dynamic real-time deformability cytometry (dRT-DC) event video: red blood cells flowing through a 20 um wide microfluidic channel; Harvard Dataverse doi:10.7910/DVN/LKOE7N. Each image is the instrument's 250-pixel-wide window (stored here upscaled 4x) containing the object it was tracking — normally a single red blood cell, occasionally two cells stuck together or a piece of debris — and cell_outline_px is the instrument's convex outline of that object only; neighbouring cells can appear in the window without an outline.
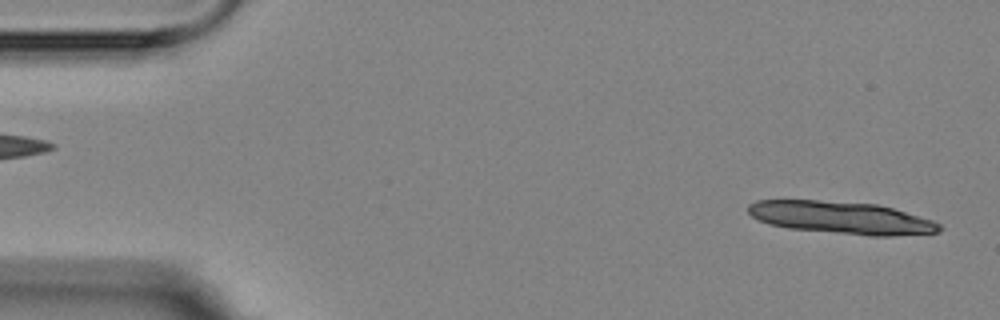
{"species": "Egyptian fruit bat (a non-hibernating species)", "species_latin": "Rousettus aegyptiacus", "temperature_condition": "room temperature", "stored_images_in_passage": 5, "segment_of_instrument_passage": [2, 2], "camera_frame_rate_fps": 3000, "um_per_image_px": 0.085, "animal": {"sex": "female"}, "frame": {"image": 1, "passage_image": 5, "time_ms": 5.333, "image_size_px": [1000, 320], "cell_outline_px": [[944, 228], [940, 232], [892, 236], [872, 236], [788, 228], [768, 224], [752, 216], [748, 212], [748, 204], [756, 200], [820, 200], [876, 204], [892, 208], [932, 220], [940, 224]], "centroid_in_image_um": [71.51, 18.5], "position_along_channel_um": 13.5, "area_um2": 36.07}}